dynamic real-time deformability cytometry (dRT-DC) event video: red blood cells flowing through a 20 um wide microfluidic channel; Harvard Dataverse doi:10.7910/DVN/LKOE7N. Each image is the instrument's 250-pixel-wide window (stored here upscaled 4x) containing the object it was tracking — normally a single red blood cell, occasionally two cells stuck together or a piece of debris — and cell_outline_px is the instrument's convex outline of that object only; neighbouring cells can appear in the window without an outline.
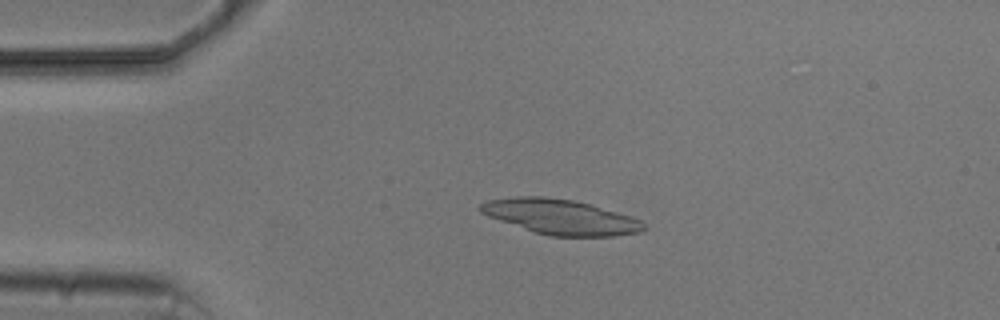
{"species": "common noctule bat (a hibernating species)", "species_latin": "Nyctalus noctula", "temperature_condition": "cold", "stored_images_in_passage": 6, "camera_frame_rate_fps": 3000, "um_per_image_px": 0.085, "animal": {"sex": "male", "body_mass_g": 20.5, "forearm_length_mm": 52.5}, "frame": {"image": 1, "passage_image": 4, "time_ms": 3.333, "image_size_px": [1000, 320], "cell_outline_px": [[644, 228], [640, 232], [616, 236], [552, 236], [536, 232], [488, 216], [480, 212], [480, 204], [488, 200], [516, 196], [544, 196], [572, 200], [592, 204], [640, 220], [644, 224]], "centroid_in_image_um": [47.64, 18.42], "position_along_channel_um": 37.4, "area_um2": 32.89}}